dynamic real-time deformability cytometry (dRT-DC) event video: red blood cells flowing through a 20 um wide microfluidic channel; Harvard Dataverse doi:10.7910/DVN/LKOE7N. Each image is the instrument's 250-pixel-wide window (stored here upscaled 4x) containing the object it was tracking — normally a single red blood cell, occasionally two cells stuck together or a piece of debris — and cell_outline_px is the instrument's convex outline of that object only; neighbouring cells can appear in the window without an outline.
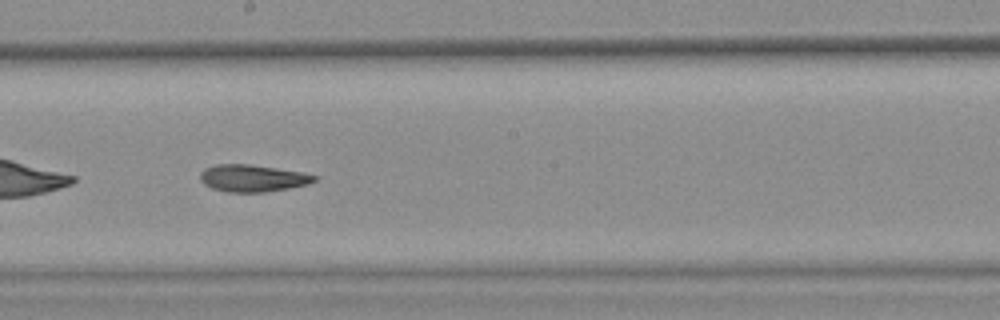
{"species": "common noctule bat (a hibernating species)", "species_latin": "Nyctalus noctula", "temperature_condition": "warm", "stored_images_in_passage": 29, "camera_frame_rate_fps": 3000, "um_per_image_px": 0.085, "animal": {"sex": "female", "body_mass_g": 25.1}, "frame": {"image": 1, "passage_image": 13, "time_ms": 4.0, "image_size_px": [1000, 320], "cell_outline_px": [[316, 180], [308, 184], [288, 188], [264, 192], [228, 192], [212, 188], [204, 184], [200, 180], [200, 172], [204, 168], [216, 164], [248, 164], [276, 168], [300, 172], [316, 176]], "centroid_in_image_um": [21.42, 15.14], "position_along_channel_um": 226.8, "area_um2": 17.86}}